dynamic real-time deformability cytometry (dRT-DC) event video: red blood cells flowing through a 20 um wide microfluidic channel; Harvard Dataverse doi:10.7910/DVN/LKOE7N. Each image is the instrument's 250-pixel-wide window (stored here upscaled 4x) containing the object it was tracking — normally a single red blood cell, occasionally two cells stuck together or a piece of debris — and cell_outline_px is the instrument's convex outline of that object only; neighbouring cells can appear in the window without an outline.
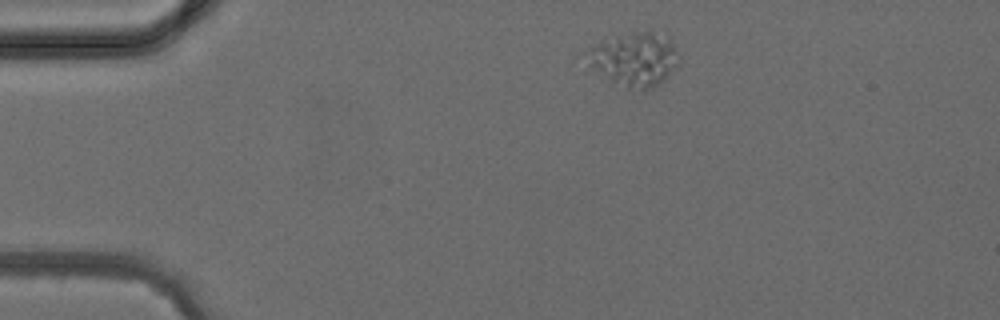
{"species": "common noctule bat (a hibernating species)", "species_latin": "Nyctalus noctula", "temperature_condition": "cold", "stored_images_in_passage": 3, "camera_frame_rate_fps": 3000, "um_per_image_px": 0.085, "animal": {"sex": "female", "body_mass_g": 24.6, "forearm_length_mm": 56.2}, "frame": {"image": 1, "passage_image": 1, "time_ms": 0.0, "image_size_px": [1000, 320], "cell_outline_px": [[680, 60], [660, 84], [644, 92], [628, 88], [612, 80], [584, 60], [580, 56], [580, 52], [604, 40], [616, 36], [632, 32], [652, 32], [668, 36], [676, 48]], "centroid_in_image_um": [53.91, 5.02], "position_along_channel_um": 31.1, "area_um2": 28.78}}
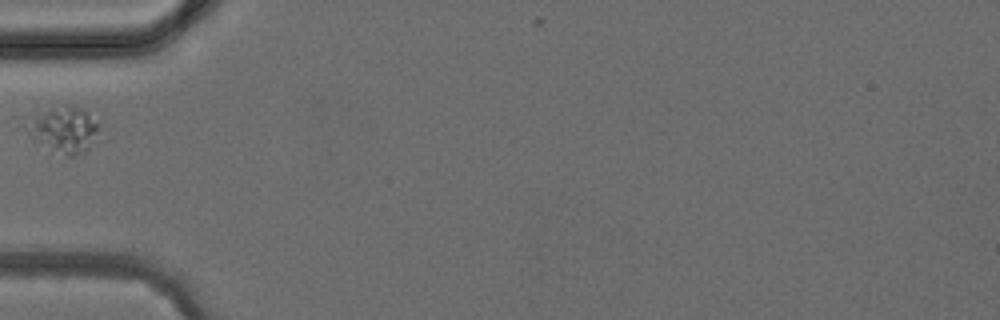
{"frame": {"image": 2, "passage_image": 3, "time_ms": 2.333, "image_size_px": [1000, 320], "cell_outline_px": [[100, 128], [88, 148], [84, 152], [72, 156], [68, 156], [32, 140], [20, 124], [32, 116], [52, 108], [64, 104], [68, 104], [84, 108], [100, 124]], "centroid_in_image_um": [5.37, 10.97], "position_along_channel_um": 79.6, "area_um2": 19.65}}